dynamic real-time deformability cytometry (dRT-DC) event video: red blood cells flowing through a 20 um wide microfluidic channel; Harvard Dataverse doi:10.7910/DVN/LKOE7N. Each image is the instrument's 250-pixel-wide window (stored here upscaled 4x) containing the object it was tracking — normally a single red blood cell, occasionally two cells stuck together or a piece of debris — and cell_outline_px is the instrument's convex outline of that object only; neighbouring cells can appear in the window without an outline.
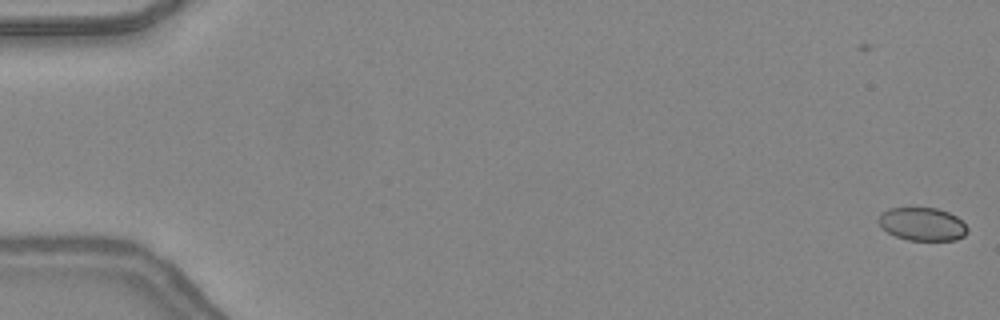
{"species": "common noctule bat (a hibernating species)", "species_latin": "Nyctalus noctula", "temperature_condition": "warm", "stored_images_in_passage": 3, "camera_frame_rate_fps": 3000, "um_per_image_px": 0.085, "animal": {"sex": "female", "body_mass_g": 24.6, "forearm_length_mm": 56.2}, "frame": {"image": 1, "passage_image": 3, "time_ms": 0.667, "image_size_px": [1000, 320], "cell_outline_px": [[968, 232], [964, 236], [956, 240], [908, 240], [896, 236], [880, 228], [876, 220], [880, 212], [888, 208], [936, 208], [948, 212], [956, 216], [968, 228]], "centroid_in_image_um": [78.35, 19.04], "position_along_channel_um": 6.7, "area_um2": 17.34}}